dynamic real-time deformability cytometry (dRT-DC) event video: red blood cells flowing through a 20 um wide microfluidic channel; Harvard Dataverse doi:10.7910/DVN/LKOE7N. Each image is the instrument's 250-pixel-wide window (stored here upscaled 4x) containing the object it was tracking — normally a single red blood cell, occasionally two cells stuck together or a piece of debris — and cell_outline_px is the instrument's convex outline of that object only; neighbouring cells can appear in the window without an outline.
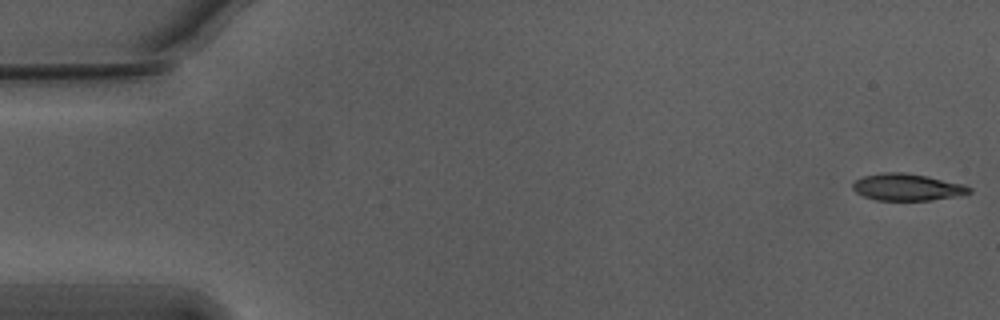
{"species": "Egyptian fruit bat (a non-hibernating species)", "species_latin": "Rousettus aegyptiacus", "temperature_condition": "warm", "stored_images_in_passage": 14, "camera_frame_rate_fps": 3000, "um_per_image_px": 0.085, "animal": {"sex": "male"}, "frame": {"image": 1, "passage_image": 1, "time_ms": 0.0, "image_size_px": [1000, 320], "cell_outline_px": [[972, 192], [964, 196], [932, 200], [876, 200], [864, 196], [856, 192], [852, 188], [852, 184], [856, 180], [864, 176], [884, 172], [904, 172], [964, 184], [972, 188]], "centroid_in_image_um": [77.16, 15.92], "position_along_channel_um": 7.8, "area_um2": 18.32}}
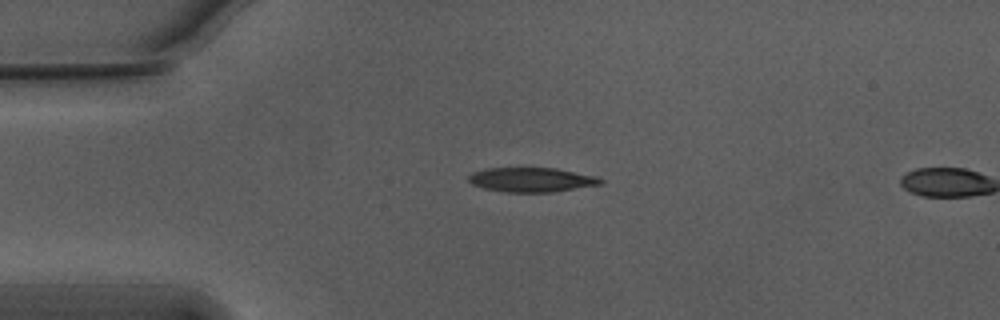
{"frame": {"image": 2, "passage_image": 13, "time_ms": 4.0, "image_size_px": [1000, 320], "cell_outline_px": [[604, 184], [552, 192], [504, 192], [484, 188], [472, 184], [468, 180], [468, 176], [472, 172], [488, 168], [556, 168], [596, 176], [604, 180]], "centroid_in_image_um": [45.2, 15.28], "position_along_channel_um": 39.8, "area_um2": 18.84}}